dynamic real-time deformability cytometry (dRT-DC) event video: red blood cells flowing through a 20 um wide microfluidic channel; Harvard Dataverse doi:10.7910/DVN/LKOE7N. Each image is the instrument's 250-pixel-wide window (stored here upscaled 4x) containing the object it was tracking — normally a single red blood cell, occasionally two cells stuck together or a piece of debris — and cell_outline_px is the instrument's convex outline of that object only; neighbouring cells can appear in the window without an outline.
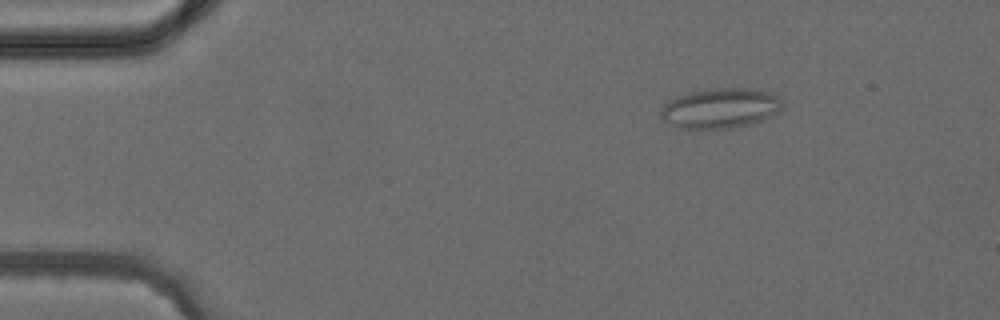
{"species": "common noctule bat (a hibernating species)", "species_latin": "Nyctalus noctula", "temperature_condition": "cold", "stored_images_in_passage": 2, "camera_frame_rate_fps": 3000, "um_per_image_px": 0.085, "animal": {"sex": "female", "body_mass_g": 24.6, "forearm_length_mm": 56.2}, "frame": {"image": 1, "passage_image": 1, "time_ms": 0.0, "image_size_px": [1000, 320], "cell_outline_px": [[784, 104], [780, 112], [772, 116], [748, 124], [732, 128], [680, 128], [664, 120], [660, 116], [660, 108], [664, 104], [676, 96], [692, 92], [716, 88], [752, 88], [768, 92], [776, 96]], "centroid_in_image_um": [61.24, 9.19], "position_along_channel_um": 23.8, "area_um2": 28.21}}